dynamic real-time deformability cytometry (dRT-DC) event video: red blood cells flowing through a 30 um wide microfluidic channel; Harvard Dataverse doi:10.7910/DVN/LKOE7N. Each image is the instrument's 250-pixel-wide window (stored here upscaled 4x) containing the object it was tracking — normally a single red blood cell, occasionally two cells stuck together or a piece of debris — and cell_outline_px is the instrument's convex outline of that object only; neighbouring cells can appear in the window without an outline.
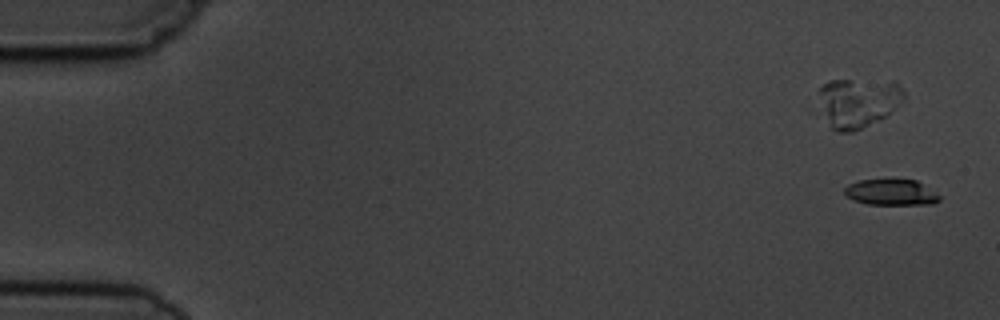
{"species": "common noctule bat (a hibernating species)", "species_latin": "Nyctalus noctula", "temperature_condition": "cold", "stored_images_in_passage": 6, "segment_of_instrument_passage": [2, 2], "camera_frame_rate_fps": 3000, "um_per_image_px": 0.085, "animal": {"sex": "male", "body_mass_g": 19.5, "forearm_length_mm": 54.6}, "frame": {"image": 1, "passage_image": 2, "time_ms": 1.0, "image_size_px": [1000, 320], "cell_outline_px": [[940, 200], [932, 204], [868, 204], [852, 200], [844, 196], [844, 188], [848, 184], [860, 180], [916, 180], [940, 196]], "centroid_in_image_um": [75.69, 16.36], "position_along_channel_um": 9.3, "area_um2": 14.22}}
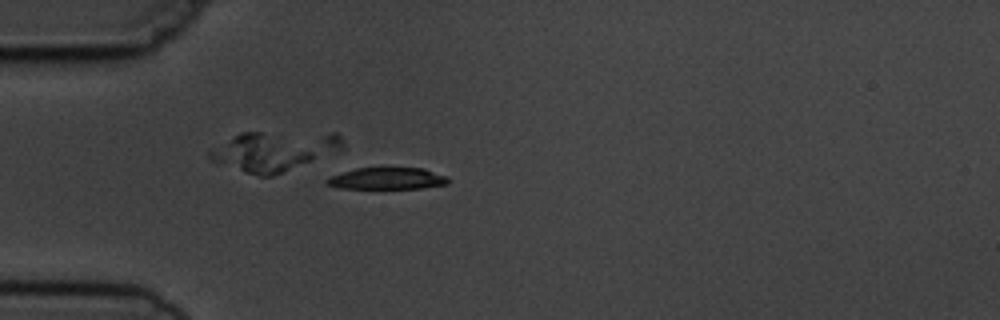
{"frame": {"image": 2, "passage_image": 6, "time_ms": 5.667, "image_size_px": [1000, 320], "cell_outline_px": [[448, 184], [420, 188], [340, 188], [328, 184], [324, 180], [332, 176], [356, 168], [384, 164], [424, 168], [448, 176]], "centroid_in_image_um": [32.96, 15.11], "position_along_channel_um": 52.0, "area_um2": 16.18}}